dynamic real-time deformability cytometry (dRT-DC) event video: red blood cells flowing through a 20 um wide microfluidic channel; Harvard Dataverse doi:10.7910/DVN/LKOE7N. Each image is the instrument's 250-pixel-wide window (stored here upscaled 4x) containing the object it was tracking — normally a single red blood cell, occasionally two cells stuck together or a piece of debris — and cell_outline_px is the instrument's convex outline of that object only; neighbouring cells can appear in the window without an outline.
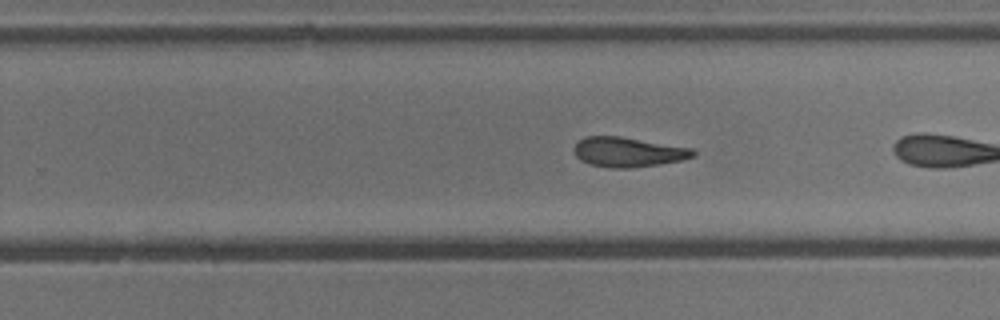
{"species": "common noctule bat (a hibernating species)", "species_latin": "Nyctalus noctula", "temperature_condition": "cold", "stored_images_in_passage": 18, "camera_frame_rate_fps": 3000, "um_per_image_px": 0.085, "animal": {"sex": "male", "body_mass_g": 13.3}, "frame": {"image": 1, "passage_image": 16, "time_ms": 5.0, "image_size_px": [1000, 320], "cell_outline_px": [[696, 156], [684, 160], [660, 164], [632, 168], [608, 168], [592, 164], [580, 160], [576, 156], [576, 144], [584, 136], [620, 136], [692, 148], [696, 152]], "centroid_in_image_um": [53.44, 12.93], "position_along_channel_um": 276.4, "area_um2": 20.63}}